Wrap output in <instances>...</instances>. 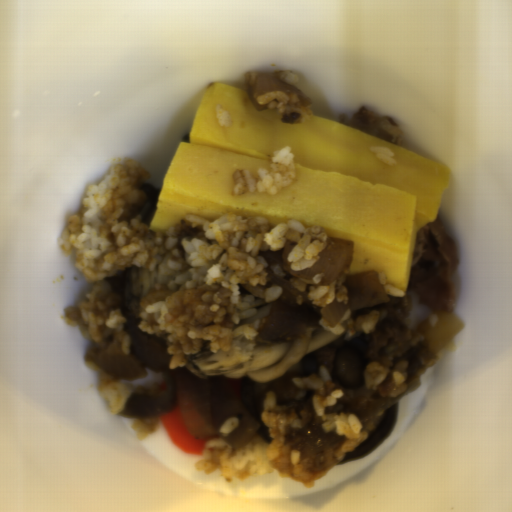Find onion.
I'll list each match as a JSON object with an SVG mask.
<instances>
[{
	"instance_id": "1",
	"label": "onion",
	"mask_w": 512,
	"mask_h": 512,
	"mask_svg": "<svg viewBox=\"0 0 512 512\" xmlns=\"http://www.w3.org/2000/svg\"><path fill=\"white\" fill-rule=\"evenodd\" d=\"M165 388L160 395L131 394L116 413L126 419H142L171 413L178 408L195 438L218 435L232 450L244 448L259 422L244 409L231 381L224 375L202 378L187 368L163 371ZM239 418L238 427L227 437L218 433L229 417Z\"/></svg>"
},
{
	"instance_id": "3",
	"label": "onion",
	"mask_w": 512,
	"mask_h": 512,
	"mask_svg": "<svg viewBox=\"0 0 512 512\" xmlns=\"http://www.w3.org/2000/svg\"><path fill=\"white\" fill-rule=\"evenodd\" d=\"M464 322L457 314L450 312L437 314L435 326L431 325L430 319L420 323L417 330L424 337L423 344L429 352L436 353L447 345L462 329Z\"/></svg>"
},
{
	"instance_id": "2",
	"label": "onion",
	"mask_w": 512,
	"mask_h": 512,
	"mask_svg": "<svg viewBox=\"0 0 512 512\" xmlns=\"http://www.w3.org/2000/svg\"><path fill=\"white\" fill-rule=\"evenodd\" d=\"M343 286L347 290L348 302L343 303L335 298L320 310L325 323L332 328L342 320L347 311L373 308L390 300L374 269L358 274H346Z\"/></svg>"
}]
</instances>
